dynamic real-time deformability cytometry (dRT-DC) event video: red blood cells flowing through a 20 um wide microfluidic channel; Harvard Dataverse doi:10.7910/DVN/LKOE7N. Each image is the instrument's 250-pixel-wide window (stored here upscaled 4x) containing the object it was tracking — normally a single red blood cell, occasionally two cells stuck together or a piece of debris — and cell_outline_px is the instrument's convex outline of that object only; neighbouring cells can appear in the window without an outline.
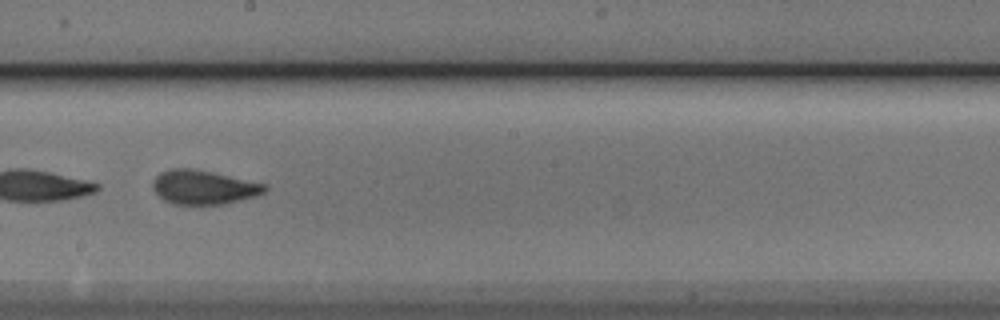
{"species": "Egyptian fruit bat (a non-hibernating species)", "species_latin": "Rousettus aegyptiacus", "temperature_condition": "cold", "stored_images_in_passage": 41, "camera_frame_rate_fps": 3000, "um_per_image_px": 0.085, "animal": {"sex": "male"}, "frame": {"image": 1, "passage_image": 30, "time_ms": 9.667, "image_size_px": [1000, 320], "cell_outline_px": [[268, 188], [264, 192], [256, 196], [224, 204], [172, 204], [164, 200], [152, 188], [152, 180], [160, 172], [168, 168], [192, 168], [212, 172], [264, 184]], "centroid_in_image_um": [17.25, 15.91], "position_along_channel_um": 230.9, "area_um2": 22.14}, "authors_computed_cell_mechanics": {"area_um2": 22.542, "velocity_mm_per_s": 3.8154, "shape_relaxation_time_tau1_ms": 4.1051, "shape_relaxation_time_tau2_ms": 1.2885, "deformation_change_tau1": 0.1534, "deformation_change_tau2": 0.0612}}